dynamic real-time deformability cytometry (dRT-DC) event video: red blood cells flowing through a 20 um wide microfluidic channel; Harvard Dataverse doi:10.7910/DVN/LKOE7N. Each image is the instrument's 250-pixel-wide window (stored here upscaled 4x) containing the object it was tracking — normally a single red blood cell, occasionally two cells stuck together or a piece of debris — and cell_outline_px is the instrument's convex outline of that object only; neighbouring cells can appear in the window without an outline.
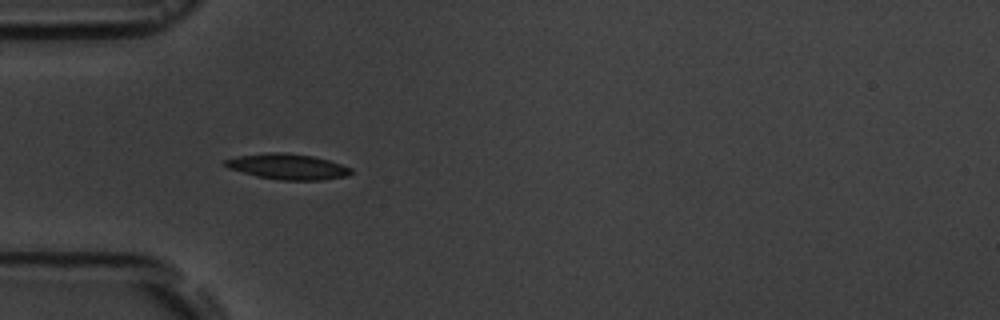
{"species": "common noctule bat (a hibernating species)", "species_latin": "Nyctalus noctula", "temperature_condition": "room temperature", "stored_images_in_passage": 2, "camera_frame_rate_fps": 3000, "um_per_image_px": 0.085, "animal": {"sex": "male", "body_mass_g": 19.5, "forearm_length_mm": 54.6}, "frame": {"image": 1, "passage_image": 1, "time_ms": 0.0, "image_size_px": [1000, 320], "cell_outline_px": [[352, 172], [348, 176], [320, 180], [280, 180], [256, 176], [228, 168], [220, 164], [224, 160], [236, 156], [268, 152], [288, 152], [312, 156], [328, 160], [352, 168]], "centroid_in_image_um": [24.4, 14.15], "position_along_channel_um": 60.6, "area_um2": 18.96}}
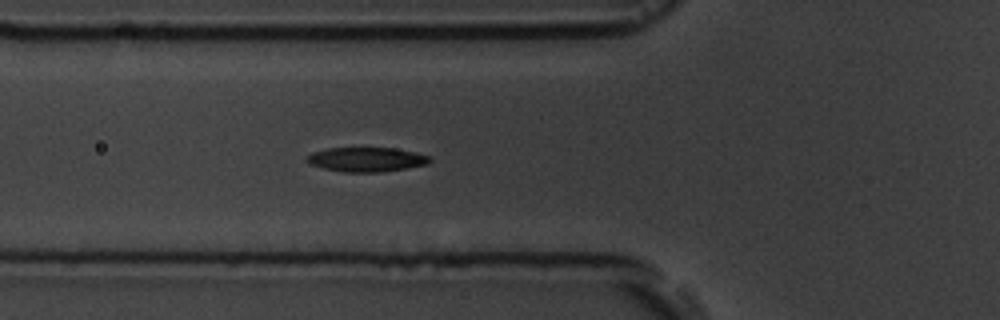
{"frame": {"image": 2, "passage_image": 2, "time_ms": 1.0, "image_size_px": [1000, 320], "cell_outline_px": [[432, 160], [428, 164], [408, 168], [380, 172], [344, 172], [324, 168], [308, 164], [304, 160], [312, 152], [328, 148], [396, 148], [416, 152], [432, 156]], "centroid_in_image_um": [31.18, 13.55], "position_along_channel_um": 94.6, "area_um2": 17.69}}